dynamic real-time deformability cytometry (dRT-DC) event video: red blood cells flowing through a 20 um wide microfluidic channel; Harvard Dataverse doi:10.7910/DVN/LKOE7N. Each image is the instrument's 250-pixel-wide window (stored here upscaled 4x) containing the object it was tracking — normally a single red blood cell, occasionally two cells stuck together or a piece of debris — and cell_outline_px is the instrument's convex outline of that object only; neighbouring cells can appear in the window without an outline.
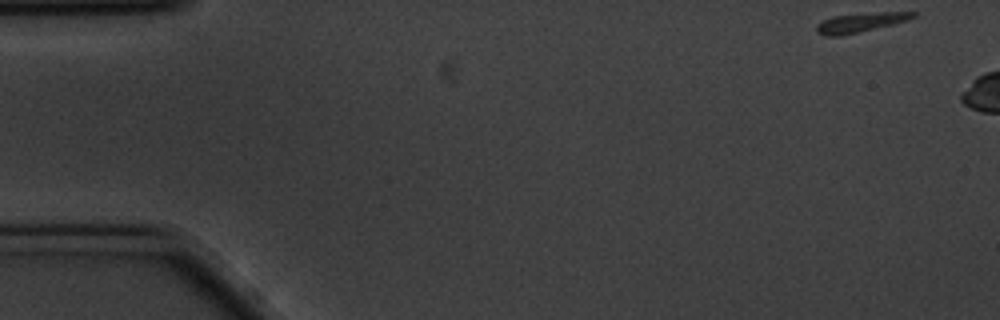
{"species": "common noctule bat (a hibernating species)", "species_latin": "Nyctalus noctula", "temperature_condition": "cold", "stored_images_in_passage": 7, "camera_frame_rate_fps": 3000, "um_per_image_px": 0.085, "animal": {"sex": "male", "body_mass_g": 20.1, "forearm_length_mm": 53.5}, "frame": {"image": 1, "passage_image": 1, "time_ms": 0.0, "image_size_px": [1000, 320], "cell_outline_px": [[916, 16], [908, 20], [892, 24], [840, 36], [824, 36], [816, 32], [816, 24], [832, 16], [880, 12], [916, 12]], "centroid_in_image_um": [73.09, 1.91], "position_along_channel_um": 11.9, "area_um2": 10.69}}